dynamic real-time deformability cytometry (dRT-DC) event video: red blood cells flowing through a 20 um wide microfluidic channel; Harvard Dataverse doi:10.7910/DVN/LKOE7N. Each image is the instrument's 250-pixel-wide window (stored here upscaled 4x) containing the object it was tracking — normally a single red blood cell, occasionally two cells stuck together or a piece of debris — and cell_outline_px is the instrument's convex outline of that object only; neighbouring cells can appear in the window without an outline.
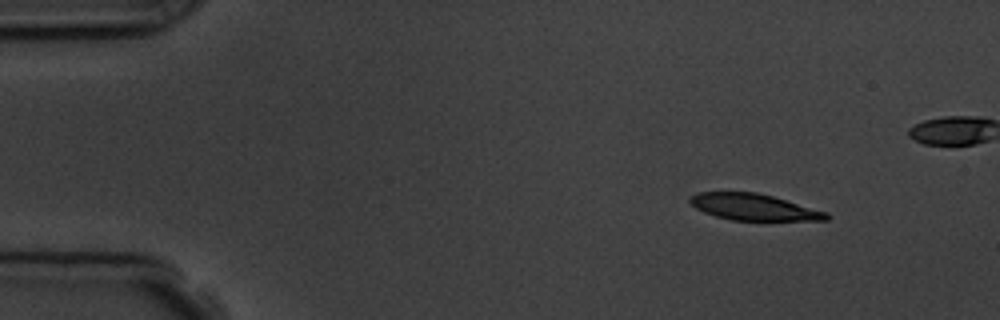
{"species": "common noctule bat (a hibernating species)", "species_latin": "Nyctalus noctula", "temperature_condition": "room temperature", "stored_images_in_passage": 5, "camera_frame_rate_fps": 3000, "um_per_image_px": 0.085, "animal": {"sex": "male", "body_mass_g": 19.5, "forearm_length_mm": 54.6}, "frame": {"image": 1, "passage_image": 1, "time_ms": 0.0, "image_size_px": [1000, 320], "cell_outline_px": [[832, 216], [828, 220], [732, 220], [716, 216], [704, 212], [696, 208], [688, 200], [696, 192], [756, 192], [772, 196], [828, 212]], "centroid_in_image_um": [64.09, 17.6], "position_along_channel_um": 20.9, "area_um2": 20.87}}